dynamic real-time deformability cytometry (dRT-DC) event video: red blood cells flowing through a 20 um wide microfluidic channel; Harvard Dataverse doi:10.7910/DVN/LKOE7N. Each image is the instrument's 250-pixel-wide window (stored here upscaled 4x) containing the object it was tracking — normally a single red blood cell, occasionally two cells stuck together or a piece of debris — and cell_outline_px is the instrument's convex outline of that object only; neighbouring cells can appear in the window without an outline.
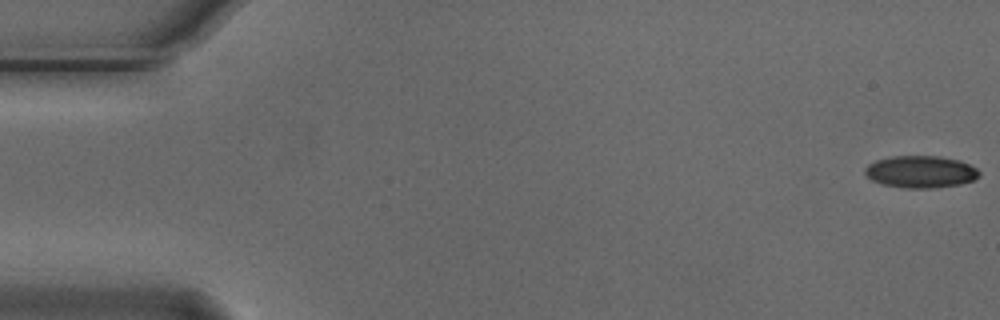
{"species": "Egyptian fruit bat (a non-hibernating species)", "species_latin": "Rousettus aegyptiacus", "temperature_condition": "cold", "stored_images_in_passage": 55, "camera_frame_rate_fps": 3000, "um_per_image_px": 0.085, "animal": {"sex": "male"}, "frame": {"image": 1, "passage_image": 1, "time_ms": 0.0, "image_size_px": [1000, 320], "cell_outline_px": [[980, 176], [972, 180], [960, 184], [932, 188], [904, 188], [880, 184], [872, 180], [864, 172], [864, 168], [868, 164], [876, 160], [892, 156], [940, 156], [960, 160], [976, 168], [980, 172]], "centroid_in_image_um": [78.24, 14.6], "position_along_channel_um": 6.8, "area_um2": 21.44}}
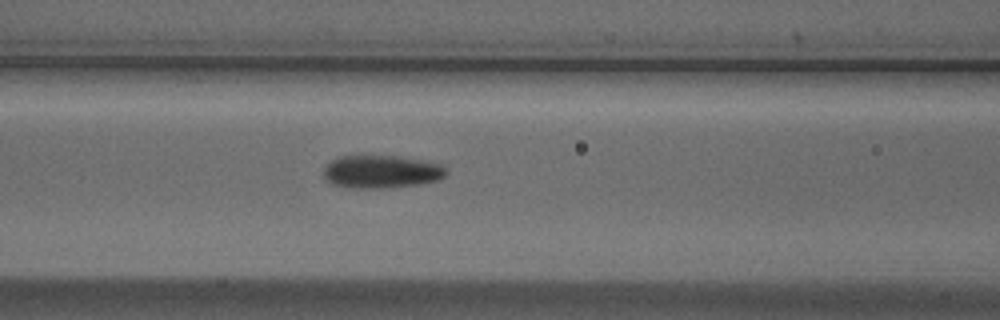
{"frame": {"image": 2, "passage_image": 23, "time_ms": 7.333, "image_size_px": [1000, 320], "cell_outline_px": [[448, 172], [440, 180], [420, 184], [388, 188], [352, 188], [332, 184], [324, 176], [324, 168], [332, 160], [340, 156], [396, 156], [444, 164], [448, 168]], "centroid_in_image_um": [32.48, 14.6], "position_along_channel_um": 134.1, "area_um2": 23.64}}
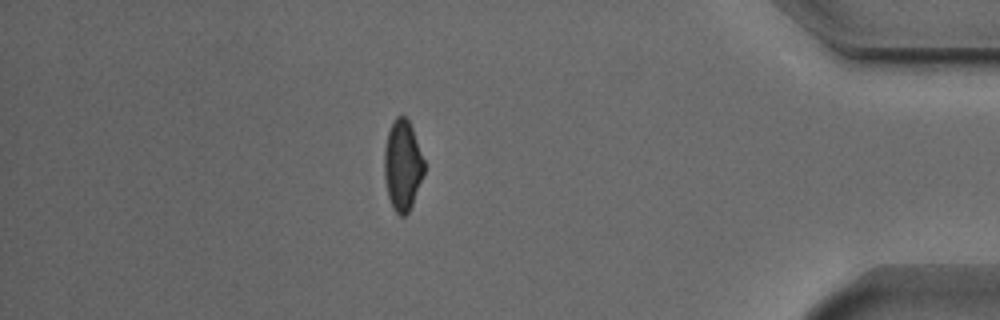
{"frame": {"image": 3, "passage_image": 48, "time_ms": 15.667, "image_size_px": [1000, 320], "cell_outline_px": [[424, 172], [412, 204], [408, 212], [404, 216], [400, 216], [392, 208], [388, 196], [384, 176], [384, 148], [388, 132], [396, 116], [404, 116], [408, 120], [412, 128], [424, 160]], "centroid_in_image_um": [34.2, 14.06], "position_along_channel_um": 401.0, "area_um2": 20.81}, "authors_computed_cell_mechanics": {"area_um2": 22.3686, "velocity_mm_per_s": 3.7205, "shape_relaxation_time_tau1_ms": 4.971, "shape_relaxation_time_tau2_ms": 2.8219, "deformation_change_tau1": 0.1533, "deformation_change_tau2": 0.0914}}